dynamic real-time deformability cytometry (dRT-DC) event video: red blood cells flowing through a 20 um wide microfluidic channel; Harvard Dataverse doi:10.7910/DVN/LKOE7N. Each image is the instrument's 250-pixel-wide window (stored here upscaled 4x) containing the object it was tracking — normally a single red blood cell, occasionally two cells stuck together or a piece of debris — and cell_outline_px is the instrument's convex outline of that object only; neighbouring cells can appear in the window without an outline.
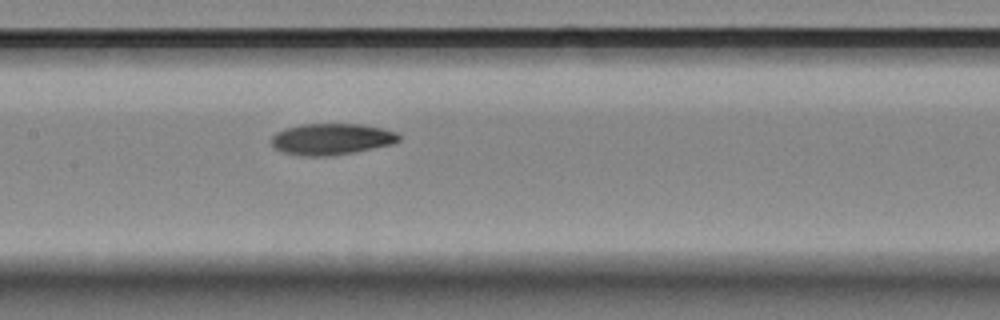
{"species": "Egyptian fruit bat (a non-hibernating species)", "species_latin": "Rousettus aegyptiacus", "temperature_condition": "room temperature", "stored_images_in_passage": 5, "camera_frame_rate_fps": 3000, "um_per_image_px": 0.085, "animal": {"sex": "female"}, "frame": {"image": 1, "passage_image": 5, "time_ms": 4.667, "image_size_px": [1000, 320], "cell_outline_px": [[400, 140], [392, 144], [352, 152], [328, 156], [300, 156], [280, 152], [272, 144], [272, 136], [276, 132], [284, 128], [300, 124], [360, 124], [380, 128], [396, 132], [400, 136]], "centroid_in_image_um": [28.13, 11.82], "position_along_channel_um": 179.3, "area_um2": 23.24}}